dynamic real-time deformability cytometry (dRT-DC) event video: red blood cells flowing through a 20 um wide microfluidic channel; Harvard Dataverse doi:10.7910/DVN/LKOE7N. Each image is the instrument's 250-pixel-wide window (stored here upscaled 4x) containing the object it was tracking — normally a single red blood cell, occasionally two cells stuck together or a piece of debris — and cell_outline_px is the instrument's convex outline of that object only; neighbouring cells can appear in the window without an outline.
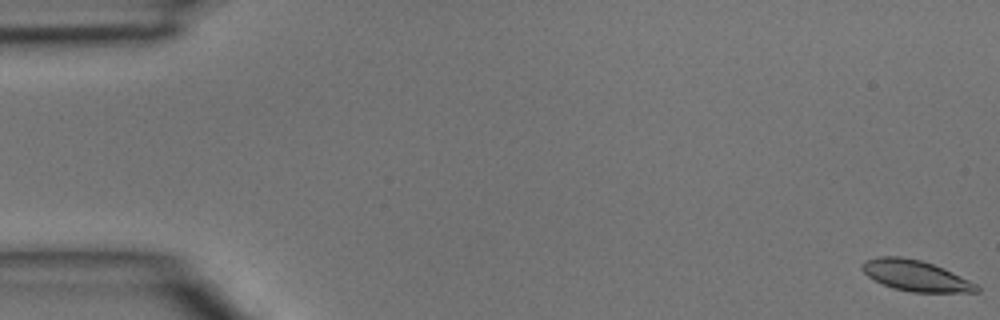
{"species": "common noctule bat (a hibernating species)", "species_latin": "Nyctalus noctula", "temperature_condition": "room temperature", "stored_images_in_passage": 45, "camera_frame_rate_fps": 3000, "um_per_image_px": 0.085, "animal": {"sex": "male", "body_mass_g": 15.6}, "frame": {"image": 1, "passage_image": 1, "time_ms": 0.0, "image_size_px": [1000, 320], "cell_outline_px": [[980, 292], [912, 292], [892, 288], [868, 276], [860, 268], [860, 264], [864, 260], [880, 256], [900, 256], [920, 260], [944, 268], [980, 284]], "centroid_in_image_um": [77.86, 23.43], "position_along_channel_um": 7.1, "area_um2": 20.75}}
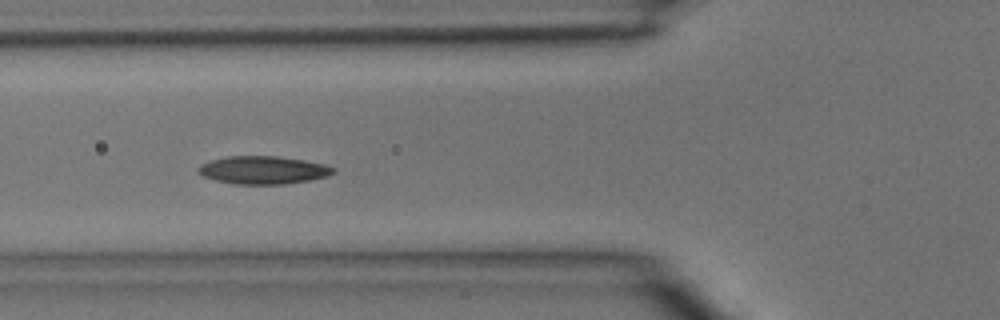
{"frame": {"image": 2, "passage_image": 17, "time_ms": 5.333, "image_size_px": [1000, 320], "cell_outline_px": [[336, 172], [328, 176], [308, 180], [284, 184], [232, 184], [216, 180], [204, 176], [196, 172], [196, 168], [200, 164], [212, 160], [228, 156], [276, 156], [304, 160], [324, 164], [336, 168]], "centroid_in_image_um": [22.36, 14.45], "position_along_channel_um": 103.4, "area_um2": 22.02}}
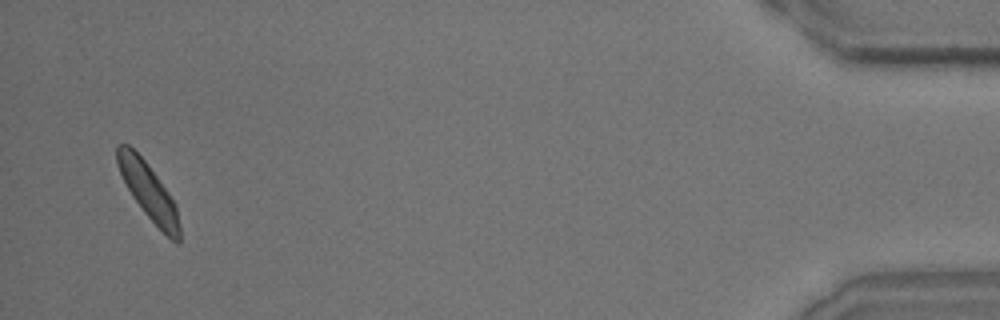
{"frame": {"image": 3, "passage_image": 44, "time_ms": 14.333, "image_size_px": [1000, 320], "cell_outline_px": [[180, 240], [176, 244], [144, 212], [132, 196], [120, 172], [116, 160], [116, 144], [128, 144], [144, 160], [168, 192], [176, 204], [180, 224]], "centroid_in_image_um": [12.63, 16.26], "position_along_channel_um": 422.6, "area_um2": 19.94}}